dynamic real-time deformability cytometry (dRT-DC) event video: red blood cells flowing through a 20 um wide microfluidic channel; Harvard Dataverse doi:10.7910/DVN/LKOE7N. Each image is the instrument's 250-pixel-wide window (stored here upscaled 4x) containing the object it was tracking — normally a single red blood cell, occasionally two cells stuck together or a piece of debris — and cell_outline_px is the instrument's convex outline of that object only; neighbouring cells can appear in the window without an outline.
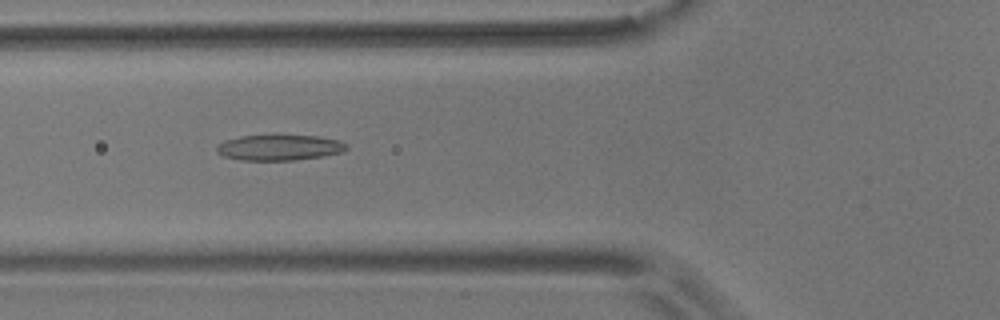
{"species": "common noctule bat (a hibernating species)", "species_latin": "Nyctalus noctula", "temperature_condition": "room temperature", "stored_images_in_passage": 54, "camera_frame_rate_fps": 3000, "um_per_image_px": 0.085, "animal": {"sex": "male", "body_mass_g": 17.9}, "frame": {"image": 1, "passage_image": 20, "time_ms": 6.333, "image_size_px": [1000, 320], "cell_outline_px": [[348, 148], [344, 152], [324, 156], [296, 160], [240, 160], [224, 156], [216, 152], [216, 148], [224, 140], [240, 136], [276, 132], [280, 132], [316, 136], [340, 140], [348, 144]], "centroid_in_image_um": [23.78, 12.49], "position_along_channel_um": 102.0, "area_um2": 20.52}}
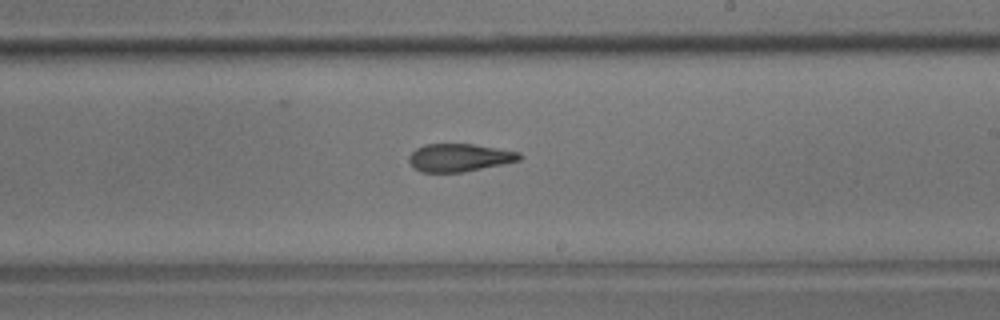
{"frame": {"image": 2, "passage_image": 32, "time_ms": 10.333, "image_size_px": [1000, 320], "cell_outline_px": [[524, 156], [520, 160], [504, 164], [464, 172], [420, 172], [408, 160], [408, 156], [416, 148], [424, 144], [472, 144], [520, 152]], "centroid_in_image_um": [39.07, 13.4], "position_along_channel_um": 249.9, "area_um2": 17.98}}
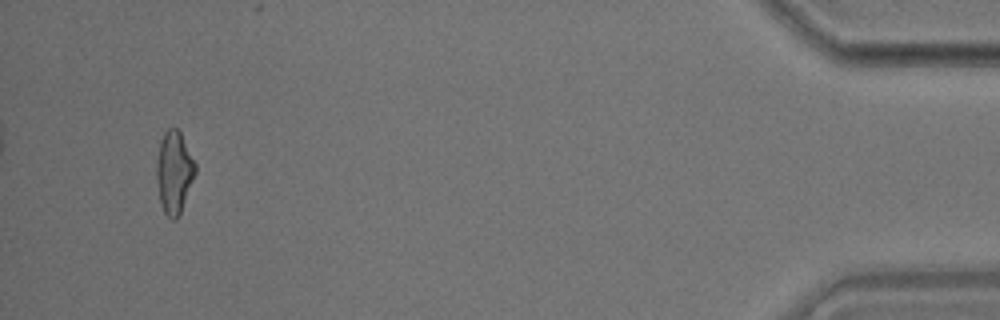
{"frame": {"image": 3, "passage_image": 52, "time_ms": 17.0, "image_size_px": [1000, 320], "cell_outline_px": [[196, 172], [180, 212], [176, 220], [172, 220], [164, 212], [160, 200], [156, 180], [156, 160], [160, 140], [164, 132], [168, 128], [176, 128], [180, 132], [196, 164]], "centroid_in_image_um": [14.78, 14.61], "position_along_channel_um": 420.4, "area_um2": 18.44}, "authors_computed_cell_mechanics": {"area_um2": 18.9873, "velocity_mm_per_s": 3.6847, "shape_relaxation_time_tau1_ms": null, "shape_relaxation_time_tau2_ms": 4.752, "deformation_change_tau1": null, "deformation_change_tau2": 0.1479}}